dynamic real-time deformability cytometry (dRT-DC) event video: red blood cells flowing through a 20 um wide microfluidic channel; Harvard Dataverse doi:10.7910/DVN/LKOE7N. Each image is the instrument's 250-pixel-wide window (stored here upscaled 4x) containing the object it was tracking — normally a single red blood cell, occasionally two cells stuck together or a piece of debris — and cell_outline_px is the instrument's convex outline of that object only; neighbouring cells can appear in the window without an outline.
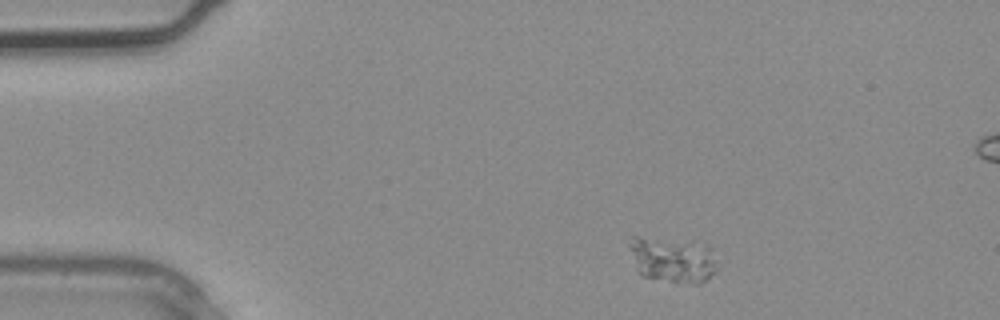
{"species": "common noctule bat (a hibernating species)", "species_latin": "Nyctalus noctula", "temperature_condition": "warm", "stored_images_in_passage": 2, "camera_frame_rate_fps": 3000, "um_per_image_px": 0.085, "animal": {"sex": "male", "body_mass_g": 20.4}, "frame": {"image": 1, "passage_image": 1, "time_ms": 0.0, "image_size_px": [1000, 320], "cell_outline_px": [[716, 272], [700, 284], [692, 284], [640, 276], [628, 244], [632, 236], [636, 236], [692, 240], [712, 248], [716, 268]], "centroid_in_image_um": [57.18, 22.04], "position_along_channel_um": 27.8, "area_um2": 23.52}}